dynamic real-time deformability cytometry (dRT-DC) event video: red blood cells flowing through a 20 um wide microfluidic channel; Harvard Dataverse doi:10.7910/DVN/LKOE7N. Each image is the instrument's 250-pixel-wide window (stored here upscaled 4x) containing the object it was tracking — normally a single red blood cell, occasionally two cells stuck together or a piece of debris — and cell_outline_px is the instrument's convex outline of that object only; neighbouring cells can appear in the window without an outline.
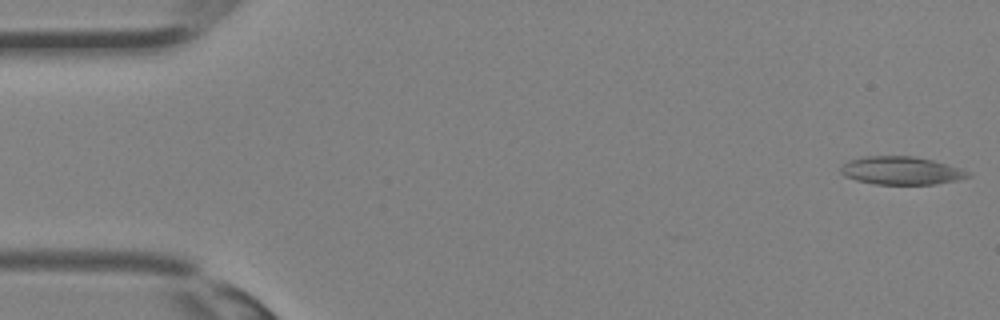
{"species": "Egyptian fruit bat (a non-hibernating species)", "species_latin": "Rousettus aegyptiacus", "temperature_condition": "room temperature", "stored_images_in_passage": 32, "camera_frame_rate_fps": 3000, "um_per_image_px": 0.085, "animal": {"sex": "female"}, "frame": {"image": 1, "passage_image": 1, "time_ms": 0.0, "image_size_px": [1000, 320], "cell_outline_px": [[972, 176], [960, 180], [936, 184], [876, 184], [856, 180], [844, 176], [840, 172], [840, 168], [848, 160], [860, 156], [912, 156], [932, 160], [948, 164], [972, 172]], "centroid_in_image_um": [76.63, 14.5], "position_along_channel_um": 8.4, "area_um2": 21.04}}
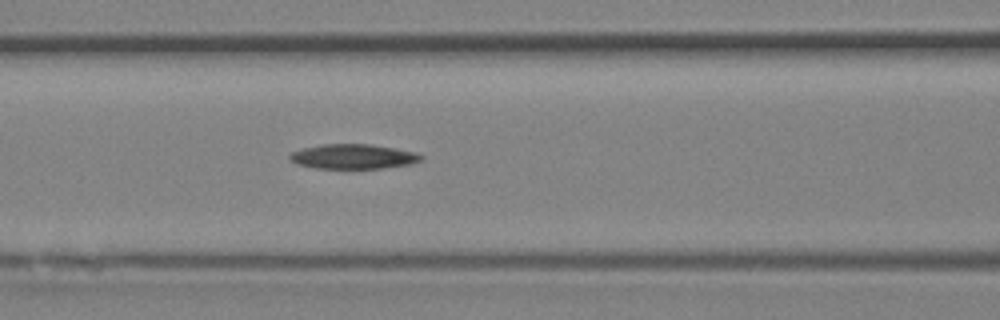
{"frame": {"image": 2, "passage_image": 15, "time_ms": 4.667, "image_size_px": [1000, 320], "cell_outline_px": [[424, 156], [420, 160], [408, 164], [384, 168], [316, 168], [296, 164], [288, 160], [288, 156], [292, 152], [304, 148], [324, 144], [372, 144], [396, 148], [416, 152]], "centroid_in_image_um": [30.0, 13.3], "position_along_channel_um": 136.6, "area_um2": 18.9}}
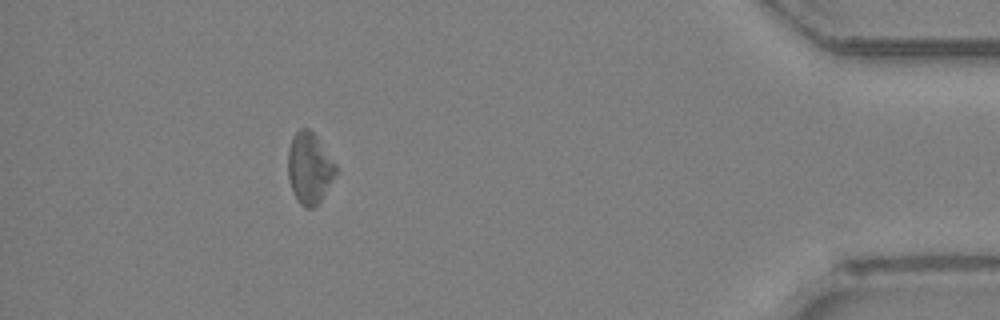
{"frame": {"image": 3, "passage_image": 32, "time_ms": 10.333, "image_size_px": [1000, 320], "cell_outline_px": [[340, 172], [320, 200], [312, 208], [304, 208], [300, 204], [292, 188], [288, 176], [288, 148], [292, 136], [300, 128], [308, 128], [316, 136], [340, 168]], "centroid_in_image_um": [26.35, 14.27], "position_along_channel_um": 408.9, "area_um2": 20.11}}